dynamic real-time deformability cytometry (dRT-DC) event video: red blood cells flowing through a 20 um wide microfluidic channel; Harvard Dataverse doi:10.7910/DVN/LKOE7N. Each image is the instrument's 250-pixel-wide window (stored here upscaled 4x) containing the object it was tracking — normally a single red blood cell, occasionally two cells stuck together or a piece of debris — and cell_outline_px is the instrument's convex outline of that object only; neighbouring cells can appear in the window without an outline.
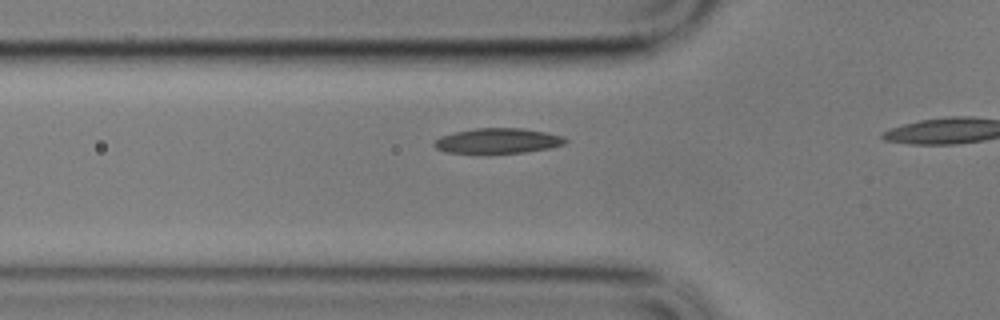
{"species": "common noctule bat (a hibernating species)", "species_latin": "Nyctalus noctula", "temperature_condition": "cold", "stored_images_in_passage": 16, "camera_frame_rate_fps": 3000, "um_per_image_px": 0.085, "animal": {"sex": "male", "body_mass_g": 17.9}, "frame": {"image": 1, "passage_image": 14, "time_ms": 4.333, "image_size_px": [1000, 320], "cell_outline_px": [[568, 140], [564, 144], [548, 148], [524, 152], [488, 156], [484, 156], [444, 152], [436, 148], [432, 144], [440, 136], [456, 132], [476, 128], [524, 128], [564, 136]], "centroid_in_image_um": [42.25, 12.02], "position_along_channel_um": 83.5, "area_um2": 20.06}}